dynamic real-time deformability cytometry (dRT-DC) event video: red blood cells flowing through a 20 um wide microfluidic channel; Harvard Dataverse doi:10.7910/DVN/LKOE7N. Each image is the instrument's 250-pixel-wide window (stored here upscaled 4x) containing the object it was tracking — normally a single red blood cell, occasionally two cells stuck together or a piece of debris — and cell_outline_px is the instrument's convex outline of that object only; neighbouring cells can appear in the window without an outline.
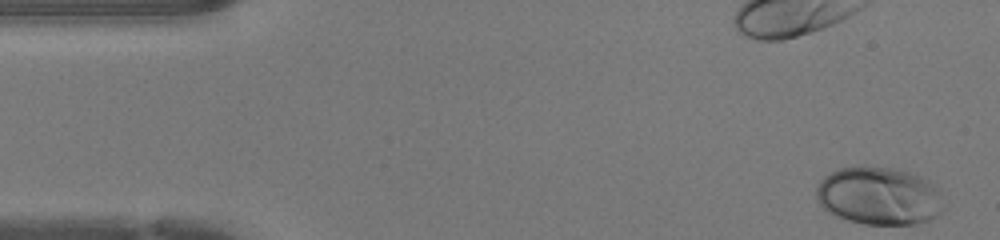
{"species": "human", "species_latin": "Homo sapiens", "temperature_condition": "warm", "stored_images_in_passage": 46, "camera_frame_rate_fps": 3000, "um_per_image_px": 0.085, "donor": {"sex": "female"}, "frame": {"image": 1, "passage_image": 1, "time_ms": 0.0, "image_size_px": [1000, 240], "cell_outline_px": [[944, 212], [928, 220], [916, 224], [864, 224], [832, 216], [816, 200], [816, 184], [828, 172], [840, 168], [856, 164], [864, 164], [892, 168], [908, 172], [920, 176], [940, 188], [944, 208]], "centroid_in_image_um": [74.69, 16.63], "position_along_channel_um": 10.3, "area_um2": 44.1}}
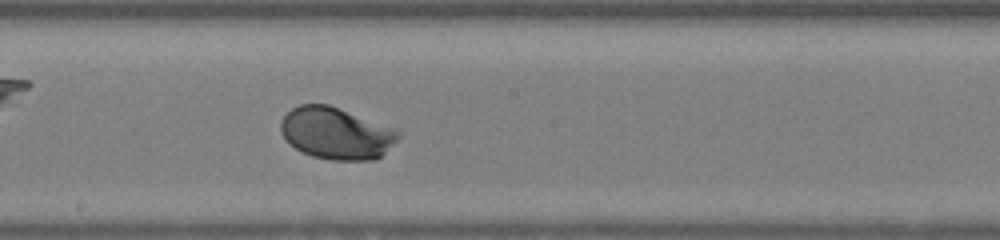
{"frame": {"image": 2, "passage_image": 24, "time_ms": 7.667, "image_size_px": [1000, 240], "cell_outline_px": [[400, 136], [380, 156], [372, 160], [332, 160], [312, 156], [300, 152], [280, 132], [280, 120], [292, 108], [300, 104], [328, 104], [396, 128], [400, 132]], "centroid_in_image_um": [28.57, 11.32], "position_along_channel_um": 219.6, "area_um2": 35.37}}
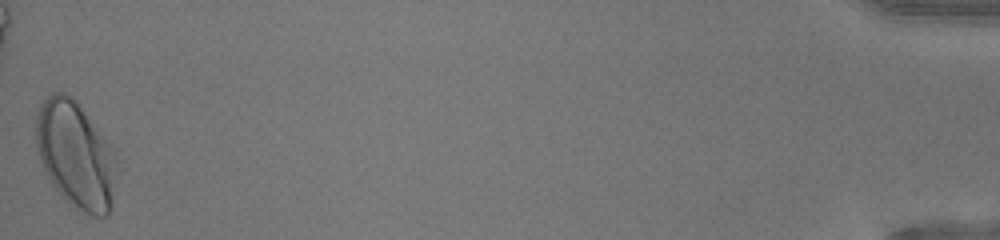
{"frame": {"image": 3, "passage_image": 46, "time_ms": 15.0, "image_size_px": [1000, 240], "cell_outline_px": [[112, 152], [108, 216], [92, 216], [76, 212], [60, 196], [44, 172], [36, 152], [36, 116], [40, 104], [52, 92], [64, 92], [72, 96], [76, 100], [108, 140], [112, 148]], "centroid_in_image_um": [6.3, 13.13], "position_along_channel_um": 428.9, "area_um2": 49.42}, "authors_computed_cell_mechanics": {"area_um2": 35.836, "velocity_mm_per_s": 4.2818, "shape_relaxation_time_tau1_ms": 1.8241, "shape_relaxation_time_tau2_ms": null, "deformation_change_tau1": 0.1423, "deformation_change_tau2": null}}